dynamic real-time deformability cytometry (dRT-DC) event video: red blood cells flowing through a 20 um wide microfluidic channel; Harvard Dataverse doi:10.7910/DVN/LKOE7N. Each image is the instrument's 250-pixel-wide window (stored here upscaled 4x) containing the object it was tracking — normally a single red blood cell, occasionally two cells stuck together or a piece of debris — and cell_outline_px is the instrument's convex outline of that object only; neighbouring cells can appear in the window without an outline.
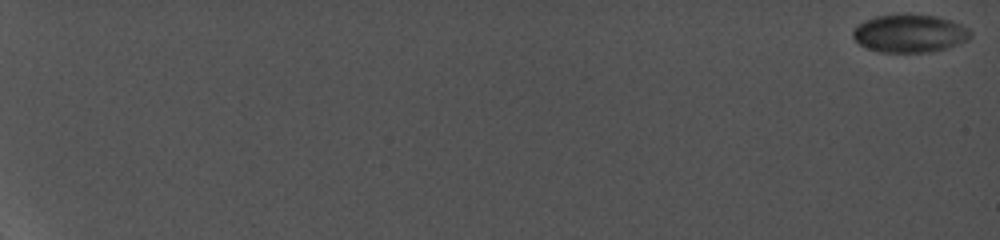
{"species": "common noctule bat (a hibernating species)", "species_latin": "Nyctalus noctula", "temperature_condition": "cold", "stored_images_in_passage": 19, "camera_frame_rate_fps": 5000, "um_per_image_px": 0.085, "animal": {"sex": "female", "body_mass_g": 19.0, "forearm_length_mm": 56.7}, "frame": {"image": 1, "passage_image": 1, "time_ms": 0.0, "image_size_px": [1000, 240], "cell_outline_px": [[972, 36], [968, 40], [944, 48], [928, 52], [880, 52], [868, 48], [860, 44], [852, 36], [852, 32], [864, 20], [876, 16], [936, 16], [960, 24], [968, 28], [972, 32]], "centroid_in_image_um": [77.33, 2.87], "position_along_channel_um": 7.7, "area_um2": 25.26}}
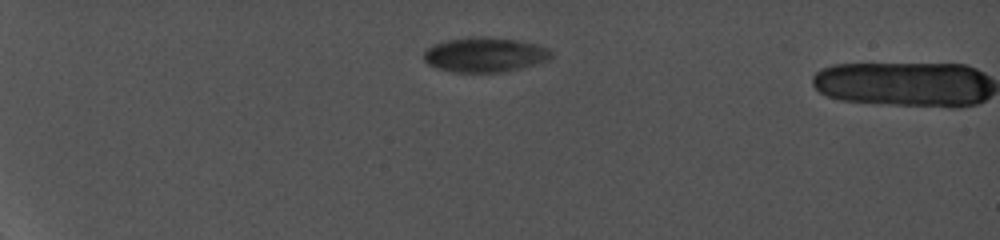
{"frame": {"image": 2, "passage_image": 14, "time_ms": 6.0, "image_size_px": [1000, 240], "cell_outline_px": [[552, 56], [548, 60], [520, 68], [504, 72], [452, 72], [436, 68], [428, 64], [424, 60], [424, 52], [432, 44], [448, 40], [480, 36], [484, 36], [516, 40], [536, 44], [548, 48], [552, 52]], "centroid_in_image_um": [41.2, 4.65], "position_along_channel_um": 43.8, "area_um2": 25.72}}
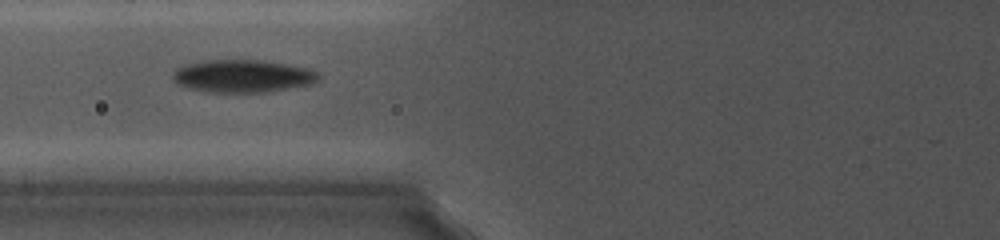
{"frame": {"image": 3, "passage_image": 18, "time_ms": 9.6, "image_size_px": [1000, 240], "cell_outline_px": [[320, 80], [312, 84], [272, 92], [204, 92], [188, 88], [176, 84], [172, 80], [172, 72], [176, 68], [184, 64], [204, 60], [264, 60], [308, 68], [320, 72]], "centroid_in_image_um": [20.63, 6.47], "position_along_channel_um": 105.2, "area_um2": 28.38}}